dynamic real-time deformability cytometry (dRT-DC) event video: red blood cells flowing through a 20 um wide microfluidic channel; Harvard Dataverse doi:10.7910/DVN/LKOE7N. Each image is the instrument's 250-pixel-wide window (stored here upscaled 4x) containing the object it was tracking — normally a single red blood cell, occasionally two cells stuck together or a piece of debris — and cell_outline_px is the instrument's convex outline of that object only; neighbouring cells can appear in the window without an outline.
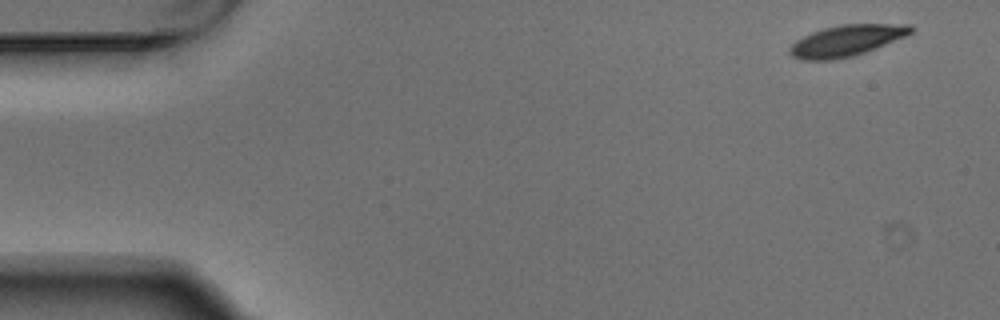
{"species": "Egyptian fruit bat (a non-hibernating species)", "species_latin": "Rousettus aegyptiacus", "temperature_condition": "warm", "stored_images_in_passage": 5, "camera_frame_rate_fps": 3000, "um_per_image_px": 0.085, "animal": {"sex": "male"}, "frame": {"image": 1, "passage_image": 1, "time_ms": 0.0, "image_size_px": [1000, 320], "cell_outline_px": [[912, 32], [908, 36], [864, 52], [852, 56], [832, 60], [800, 60], [792, 56], [788, 52], [788, 48], [796, 40], [812, 32], [824, 28], [840, 24], [912, 24]], "centroid_in_image_um": [71.94, 3.45], "position_along_channel_um": 13.1, "area_um2": 22.02}}
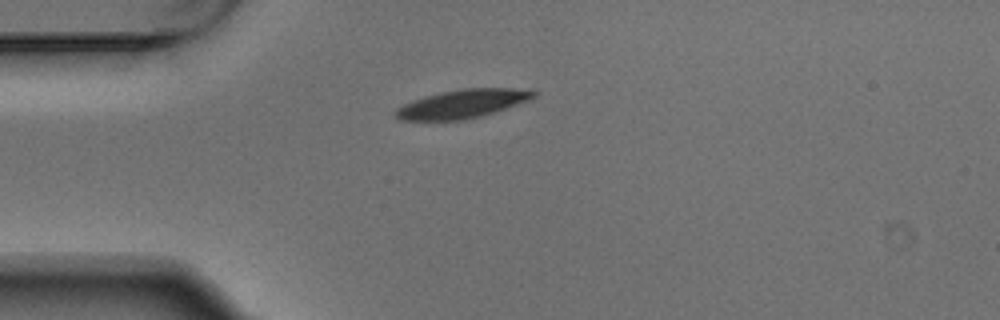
{"frame": {"image": 2, "passage_image": 4, "time_ms": 1.0, "image_size_px": [1000, 320], "cell_outline_px": [[540, 92], [536, 96], [528, 100], [484, 116], [464, 120], [400, 120], [392, 112], [396, 108], [412, 100], [440, 92], [460, 88], [536, 88]], "centroid_in_image_um": [39.38, 8.81], "position_along_channel_um": 45.6, "area_um2": 23.41}}
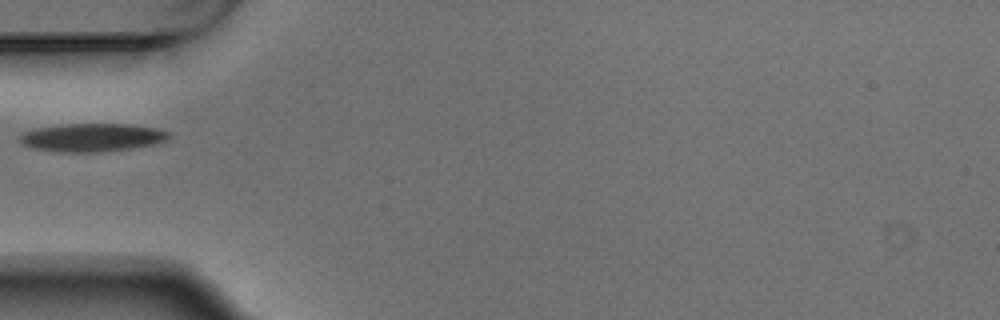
{"frame": {"image": 3, "passage_image": 5, "time_ms": 1.333, "image_size_px": [1000, 320], "cell_outline_px": [[172, 136], [164, 140], [152, 144], [128, 148], [96, 152], [60, 152], [32, 148], [20, 144], [20, 136], [24, 132], [36, 128], [64, 124], [132, 124], [156, 128], [168, 132]], "centroid_in_image_um": [7.78, 11.68], "position_along_channel_um": 77.2, "area_um2": 24.28}}